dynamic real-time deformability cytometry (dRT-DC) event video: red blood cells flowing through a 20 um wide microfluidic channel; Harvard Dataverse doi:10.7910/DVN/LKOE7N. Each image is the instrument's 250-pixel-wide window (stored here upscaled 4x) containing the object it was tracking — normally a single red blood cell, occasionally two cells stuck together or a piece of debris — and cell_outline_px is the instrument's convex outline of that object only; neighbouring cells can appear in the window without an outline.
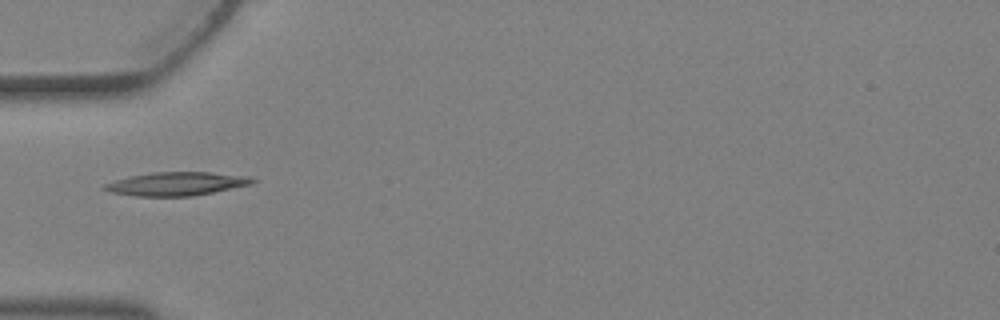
{"species": "Egyptian fruit bat (a non-hibernating species)", "species_latin": "Rousettus aegyptiacus", "temperature_condition": "warm", "stored_images_in_passage": 5, "camera_frame_rate_fps": 3000, "um_per_image_px": 0.085, "animal": {"sex": "female"}, "frame": {"image": 1, "passage_image": 5, "time_ms": 1.333, "image_size_px": [1000, 320], "cell_outline_px": [[256, 180], [252, 184], [192, 196], [136, 196], [112, 192], [104, 188], [104, 184], [128, 176], [152, 172], [208, 172], [252, 176]], "centroid_in_image_um": [15.04, 15.61], "position_along_channel_um": 70.0, "area_um2": 20.11}}